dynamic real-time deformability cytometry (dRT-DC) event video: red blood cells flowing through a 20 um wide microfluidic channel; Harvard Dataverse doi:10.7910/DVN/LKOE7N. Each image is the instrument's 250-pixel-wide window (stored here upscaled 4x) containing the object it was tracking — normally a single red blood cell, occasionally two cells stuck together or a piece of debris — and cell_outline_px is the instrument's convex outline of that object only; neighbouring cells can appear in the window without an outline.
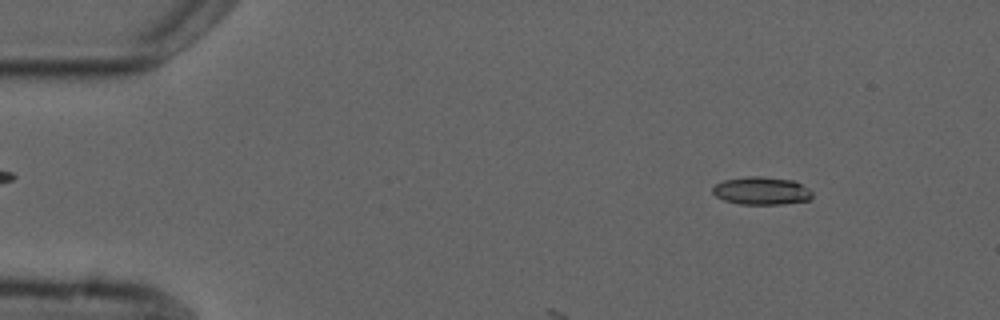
{"species": "common noctule bat (a hibernating species)", "species_latin": "Nyctalus noctula", "temperature_condition": "cold", "stored_images_in_passage": 3, "camera_frame_rate_fps": 3000, "um_per_image_px": 0.085, "animal": {"sex": "male", "forearm_length_mm": 52.5}, "frame": {"image": 1, "passage_image": 1, "time_ms": 0.0, "image_size_px": [1000, 320], "cell_outline_px": [[812, 200], [784, 204], [740, 204], [724, 200], [716, 196], [712, 192], [712, 188], [716, 184], [724, 180], [748, 176], [760, 176], [792, 180], [808, 188], [812, 192]], "centroid_in_image_um": [64.74, 16.22], "position_along_channel_um": 20.3, "area_um2": 16.18}}